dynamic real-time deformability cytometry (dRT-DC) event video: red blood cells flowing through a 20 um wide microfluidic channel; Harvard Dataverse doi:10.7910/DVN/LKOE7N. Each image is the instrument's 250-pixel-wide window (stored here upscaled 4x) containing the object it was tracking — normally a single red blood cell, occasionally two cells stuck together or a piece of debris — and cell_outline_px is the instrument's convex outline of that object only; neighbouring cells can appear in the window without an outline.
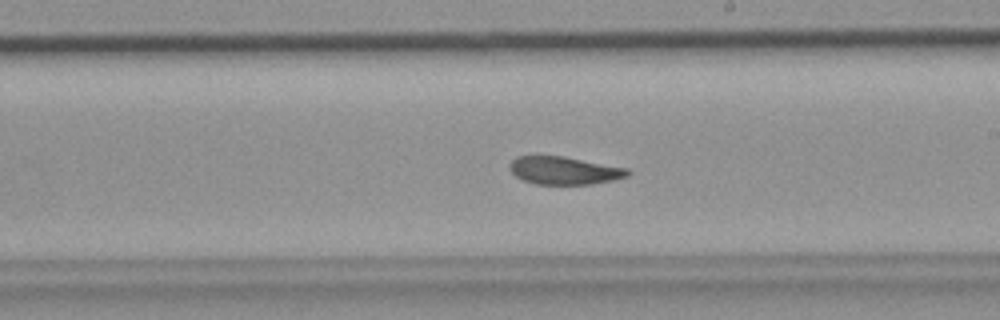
{"species": "common noctule bat (a hibernating species)", "species_latin": "Nyctalus noctula", "temperature_condition": "room temperature", "stored_images_in_passage": 37, "camera_frame_rate_fps": 3000, "um_per_image_px": 0.085, "animal": {"sex": "female", "body_mass_g": 19.9}, "frame": {"image": 1, "passage_image": 22, "time_ms": 7.0, "image_size_px": [1000, 320], "cell_outline_px": [[632, 172], [628, 176], [612, 180], [592, 184], [536, 184], [524, 180], [516, 176], [508, 168], [508, 164], [516, 156], [564, 156], [628, 168]], "centroid_in_image_um": [47.96, 14.49], "position_along_channel_um": 241.0, "area_um2": 19.19}}